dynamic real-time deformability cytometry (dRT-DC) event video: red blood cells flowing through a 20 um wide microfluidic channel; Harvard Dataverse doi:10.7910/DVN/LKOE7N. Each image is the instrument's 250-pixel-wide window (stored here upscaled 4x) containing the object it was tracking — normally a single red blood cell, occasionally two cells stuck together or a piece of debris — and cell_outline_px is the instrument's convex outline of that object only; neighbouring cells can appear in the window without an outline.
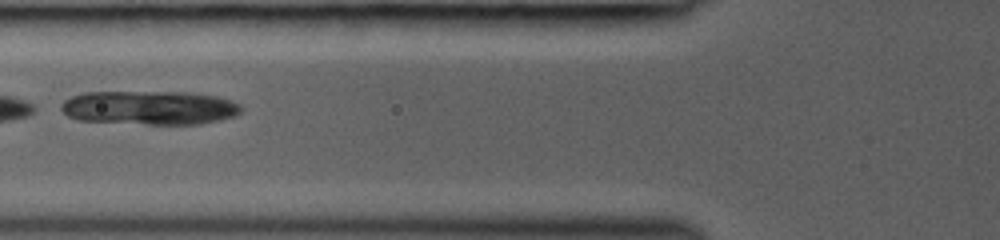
{"species": "common noctule bat (a hibernating species)", "species_latin": "Nyctalus noctula", "temperature_condition": "room temperature", "stored_images_in_passage": 8, "camera_frame_rate_fps": 3000, "um_per_image_px": 0.085, "animal": {"sex": "female", "body_mass_g": 19.0, "forearm_length_mm": 53.3}, "frame": {"image": 1, "passage_image": 3, "time_ms": 1.333, "image_size_px": [1000, 240], "cell_outline_px": [[244, 108], [236, 116], [220, 120], [200, 124], [148, 124], [76, 120], [68, 116], [60, 108], [60, 104], [64, 100], [72, 96], [84, 92], [188, 92], [216, 96], [232, 100], [240, 104]], "centroid_in_image_um": [12.73, 9.15], "position_along_channel_um": 113.1, "area_um2": 35.89}}
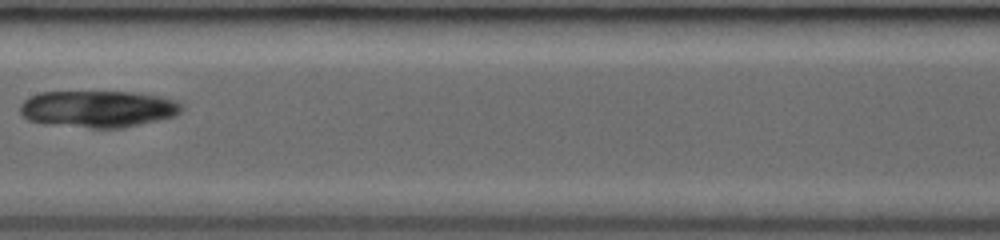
{"frame": {"image": 2, "passage_image": 6, "time_ms": 3.333, "image_size_px": [1000, 240], "cell_outline_px": [[184, 108], [176, 116], [124, 128], [88, 128], [44, 124], [28, 120], [20, 112], [20, 104], [24, 100], [40, 92], [132, 92], [160, 96], [176, 100], [184, 104]], "centroid_in_image_um": [8.36, 9.27], "position_along_channel_um": 199.0, "area_um2": 35.03}}